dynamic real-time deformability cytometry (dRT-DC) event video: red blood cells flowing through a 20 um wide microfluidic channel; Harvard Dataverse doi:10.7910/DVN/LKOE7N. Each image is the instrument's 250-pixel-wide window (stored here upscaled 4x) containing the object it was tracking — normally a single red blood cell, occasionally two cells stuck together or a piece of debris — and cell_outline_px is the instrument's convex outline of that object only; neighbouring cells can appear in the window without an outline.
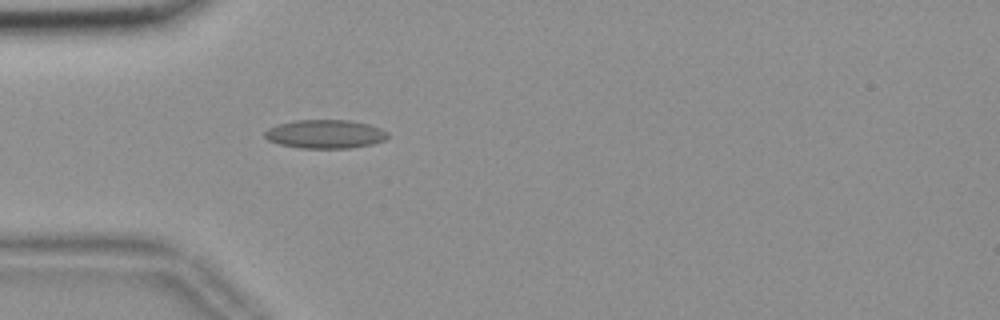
{"species": "common noctule bat (a hibernating species)", "species_latin": "Nyctalus noctula", "temperature_condition": "room temperature", "stored_images_in_passage": 40, "camera_frame_rate_fps": 3000, "um_per_image_px": 0.085, "animal": {"sex": "female", "body_mass_g": 18.4}, "frame": {"image": 1, "passage_image": 1, "time_ms": 0.0, "image_size_px": [1000, 320], "cell_outline_px": [[388, 136], [384, 140], [372, 144], [348, 148], [300, 148], [280, 144], [268, 140], [264, 136], [264, 132], [268, 128], [280, 124], [296, 120], [348, 120], [368, 124], [380, 128], [388, 132]], "centroid_in_image_um": [27.64, 11.39], "position_along_channel_um": 57.4, "area_um2": 20.4}}
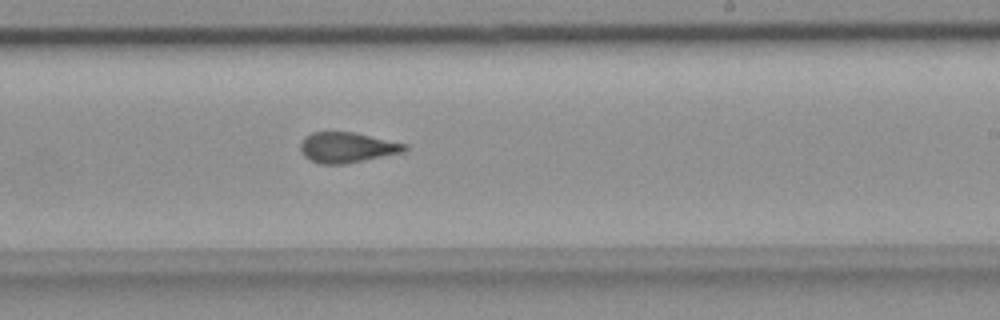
{"frame": {"image": 2, "passage_image": 18, "time_ms": 5.667, "image_size_px": [1000, 320], "cell_outline_px": [[408, 148], [404, 152], [344, 164], [320, 164], [304, 156], [300, 148], [300, 144], [312, 132], [356, 132], [408, 144]], "centroid_in_image_um": [29.55, 12.53], "position_along_channel_um": 259.5, "area_um2": 18.38}}
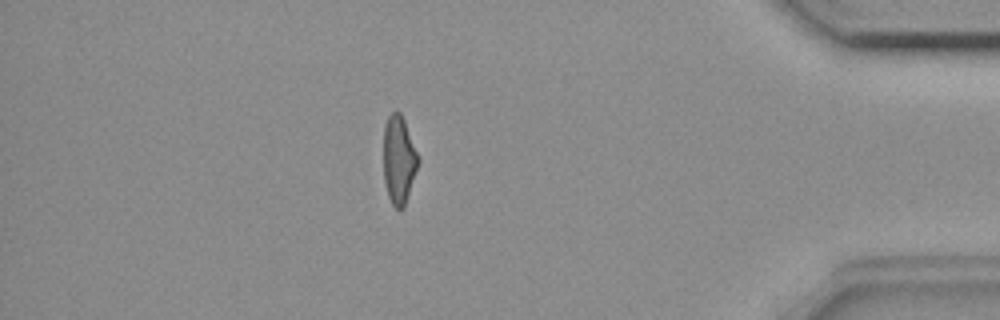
{"frame": {"image": 3, "passage_image": 33, "time_ms": 10.667, "image_size_px": [1000, 320], "cell_outline_px": [[420, 160], [404, 208], [396, 208], [392, 204], [388, 196], [384, 180], [384, 124], [388, 116], [392, 112], [400, 112], [404, 120], [420, 156]], "centroid_in_image_um": [33.92, 13.57], "position_along_channel_um": 401.3, "area_um2": 17.92}, "authors_computed_cell_mechanics": {"area_um2": 18.6983, "velocity_mm_per_s": 3.6539, "shape_relaxation_time_tau1_ms": null, "shape_relaxation_time_tau2_ms": 1.3563, "deformation_change_tau1": null, "deformation_change_tau2": 0.0737}}